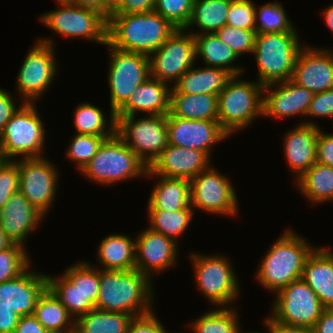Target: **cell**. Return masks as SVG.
Returning a JSON list of instances; mask_svg holds the SVG:
<instances>
[{
	"label": "cell",
	"mask_w": 333,
	"mask_h": 333,
	"mask_svg": "<svg viewBox=\"0 0 333 333\" xmlns=\"http://www.w3.org/2000/svg\"><path fill=\"white\" fill-rule=\"evenodd\" d=\"M215 33L238 57L243 53H253L256 31L225 25Z\"/></svg>",
	"instance_id": "cell-45"
},
{
	"label": "cell",
	"mask_w": 333,
	"mask_h": 333,
	"mask_svg": "<svg viewBox=\"0 0 333 333\" xmlns=\"http://www.w3.org/2000/svg\"><path fill=\"white\" fill-rule=\"evenodd\" d=\"M165 328L159 322L154 312L134 317L128 327L127 333H165Z\"/></svg>",
	"instance_id": "cell-49"
},
{
	"label": "cell",
	"mask_w": 333,
	"mask_h": 333,
	"mask_svg": "<svg viewBox=\"0 0 333 333\" xmlns=\"http://www.w3.org/2000/svg\"><path fill=\"white\" fill-rule=\"evenodd\" d=\"M149 77L135 88L127 103L115 114L116 117L136 116L137 112L148 115H167L170 108L172 85Z\"/></svg>",
	"instance_id": "cell-25"
},
{
	"label": "cell",
	"mask_w": 333,
	"mask_h": 333,
	"mask_svg": "<svg viewBox=\"0 0 333 333\" xmlns=\"http://www.w3.org/2000/svg\"><path fill=\"white\" fill-rule=\"evenodd\" d=\"M306 116L333 118V88L314 94Z\"/></svg>",
	"instance_id": "cell-48"
},
{
	"label": "cell",
	"mask_w": 333,
	"mask_h": 333,
	"mask_svg": "<svg viewBox=\"0 0 333 333\" xmlns=\"http://www.w3.org/2000/svg\"><path fill=\"white\" fill-rule=\"evenodd\" d=\"M237 315L234 308H216L197 318L191 328L195 333H240Z\"/></svg>",
	"instance_id": "cell-39"
},
{
	"label": "cell",
	"mask_w": 333,
	"mask_h": 333,
	"mask_svg": "<svg viewBox=\"0 0 333 333\" xmlns=\"http://www.w3.org/2000/svg\"><path fill=\"white\" fill-rule=\"evenodd\" d=\"M34 103L23 102L0 132L4 160L42 158L45 129Z\"/></svg>",
	"instance_id": "cell-7"
},
{
	"label": "cell",
	"mask_w": 333,
	"mask_h": 333,
	"mask_svg": "<svg viewBox=\"0 0 333 333\" xmlns=\"http://www.w3.org/2000/svg\"><path fill=\"white\" fill-rule=\"evenodd\" d=\"M296 32L256 33L253 54L262 86L291 79L299 51Z\"/></svg>",
	"instance_id": "cell-4"
},
{
	"label": "cell",
	"mask_w": 333,
	"mask_h": 333,
	"mask_svg": "<svg viewBox=\"0 0 333 333\" xmlns=\"http://www.w3.org/2000/svg\"><path fill=\"white\" fill-rule=\"evenodd\" d=\"M291 80L314 94L333 88L332 50L303 47L298 53Z\"/></svg>",
	"instance_id": "cell-19"
},
{
	"label": "cell",
	"mask_w": 333,
	"mask_h": 333,
	"mask_svg": "<svg viewBox=\"0 0 333 333\" xmlns=\"http://www.w3.org/2000/svg\"><path fill=\"white\" fill-rule=\"evenodd\" d=\"M133 318L128 314L94 308L75 319L74 333H127Z\"/></svg>",
	"instance_id": "cell-33"
},
{
	"label": "cell",
	"mask_w": 333,
	"mask_h": 333,
	"mask_svg": "<svg viewBox=\"0 0 333 333\" xmlns=\"http://www.w3.org/2000/svg\"><path fill=\"white\" fill-rule=\"evenodd\" d=\"M324 19L329 29L333 32V5L328 6L323 12Z\"/></svg>",
	"instance_id": "cell-58"
},
{
	"label": "cell",
	"mask_w": 333,
	"mask_h": 333,
	"mask_svg": "<svg viewBox=\"0 0 333 333\" xmlns=\"http://www.w3.org/2000/svg\"><path fill=\"white\" fill-rule=\"evenodd\" d=\"M98 260L102 270L128 271L135 269L136 241L124 234H111L98 247Z\"/></svg>",
	"instance_id": "cell-29"
},
{
	"label": "cell",
	"mask_w": 333,
	"mask_h": 333,
	"mask_svg": "<svg viewBox=\"0 0 333 333\" xmlns=\"http://www.w3.org/2000/svg\"><path fill=\"white\" fill-rule=\"evenodd\" d=\"M255 10L256 33L296 32L291 20L287 19L283 6L277 2L261 5ZM260 19V20H259ZM260 21V24L257 23Z\"/></svg>",
	"instance_id": "cell-40"
},
{
	"label": "cell",
	"mask_w": 333,
	"mask_h": 333,
	"mask_svg": "<svg viewBox=\"0 0 333 333\" xmlns=\"http://www.w3.org/2000/svg\"><path fill=\"white\" fill-rule=\"evenodd\" d=\"M147 170L145 163L115 134L102 143L81 172L92 182L109 185L144 176Z\"/></svg>",
	"instance_id": "cell-6"
},
{
	"label": "cell",
	"mask_w": 333,
	"mask_h": 333,
	"mask_svg": "<svg viewBox=\"0 0 333 333\" xmlns=\"http://www.w3.org/2000/svg\"><path fill=\"white\" fill-rule=\"evenodd\" d=\"M64 275L96 305L99 295V269L90 265L88 262H79L78 264L67 267Z\"/></svg>",
	"instance_id": "cell-41"
},
{
	"label": "cell",
	"mask_w": 333,
	"mask_h": 333,
	"mask_svg": "<svg viewBox=\"0 0 333 333\" xmlns=\"http://www.w3.org/2000/svg\"><path fill=\"white\" fill-rule=\"evenodd\" d=\"M193 209H180L178 211L148 210L150 229L163 234L174 241L188 228Z\"/></svg>",
	"instance_id": "cell-38"
},
{
	"label": "cell",
	"mask_w": 333,
	"mask_h": 333,
	"mask_svg": "<svg viewBox=\"0 0 333 333\" xmlns=\"http://www.w3.org/2000/svg\"><path fill=\"white\" fill-rule=\"evenodd\" d=\"M196 283L202 294L215 305L227 307L239 293L238 280L230 261L224 256L190 255Z\"/></svg>",
	"instance_id": "cell-13"
},
{
	"label": "cell",
	"mask_w": 333,
	"mask_h": 333,
	"mask_svg": "<svg viewBox=\"0 0 333 333\" xmlns=\"http://www.w3.org/2000/svg\"><path fill=\"white\" fill-rule=\"evenodd\" d=\"M177 28L168 39L149 56L150 77L168 84L176 83L182 75L193 67L196 61L194 34Z\"/></svg>",
	"instance_id": "cell-12"
},
{
	"label": "cell",
	"mask_w": 333,
	"mask_h": 333,
	"mask_svg": "<svg viewBox=\"0 0 333 333\" xmlns=\"http://www.w3.org/2000/svg\"><path fill=\"white\" fill-rule=\"evenodd\" d=\"M44 215L20 192L14 193L0 210V228L13 243L23 244Z\"/></svg>",
	"instance_id": "cell-23"
},
{
	"label": "cell",
	"mask_w": 333,
	"mask_h": 333,
	"mask_svg": "<svg viewBox=\"0 0 333 333\" xmlns=\"http://www.w3.org/2000/svg\"><path fill=\"white\" fill-rule=\"evenodd\" d=\"M111 137H100L88 134H77L72 138L67 149V157L77 164L81 171L96 155L102 143Z\"/></svg>",
	"instance_id": "cell-43"
},
{
	"label": "cell",
	"mask_w": 333,
	"mask_h": 333,
	"mask_svg": "<svg viewBox=\"0 0 333 333\" xmlns=\"http://www.w3.org/2000/svg\"><path fill=\"white\" fill-rule=\"evenodd\" d=\"M111 9L118 3L119 0H103Z\"/></svg>",
	"instance_id": "cell-60"
},
{
	"label": "cell",
	"mask_w": 333,
	"mask_h": 333,
	"mask_svg": "<svg viewBox=\"0 0 333 333\" xmlns=\"http://www.w3.org/2000/svg\"><path fill=\"white\" fill-rule=\"evenodd\" d=\"M266 322L272 327L274 333H314L312 328L285 324L272 317L267 318Z\"/></svg>",
	"instance_id": "cell-55"
},
{
	"label": "cell",
	"mask_w": 333,
	"mask_h": 333,
	"mask_svg": "<svg viewBox=\"0 0 333 333\" xmlns=\"http://www.w3.org/2000/svg\"><path fill=\"white\" fill-rule=\"evenodd\" d=\"M167 116L169 144L200 150L211 155V147L230 135L218 121L190 120Z\"/></svg>",
	"instance_id": "cell-17"
},
{
	"label": "cell",
	"mask_w": 333,
	"mask_h": 333,
	"mask_svg": "<svg viewBox=\"0 0 333 333\" xmlns=\"http://www.w3.org/2000/svg\"><path fill=\"white\" fill-rule=\"evenodd\" d=\"M110 48L108 82L110 87V112L115 114L127 103L136 87L150 77L149 56Z\"/></svg>",
	"instance_id": "cell-10"
},
{
	"label": "cell",
	"mask_w": 333,
	"mask_h": 333,
	"mask_svg": "<svg viewBox=\"0 0 333 333\" xmlns=\"http://www.w3.org/2000/svg\"><path fill=\"white\" fill-rule=\"evenodd\" d=\"M135 269L151 278L176 263L178 246L173 239L147 227L136 237ZM153 273V274H152Z\"/></svg>",
	"instance_id": "cell-21"
},
{
	"label": "cell",
	"mask_w": 333,
	"mask_h": 333,
	"mask_svg": "<svg viewBox=\"0 0 333 333\" xmlns=\"http://www.w3.org/2000/svg\"><path fill=\"white\" fill-rule=\"evenodd\" d=\"M300 235L288 230L270 247L258 268L257 280L277 293L301 279L304 263L314 247Z\"/></svg>",
	"instance_id": "cell-3"
},
{
	"label": "cell",
	"mask_w": 333,
	"mask_h": 333,
	"mask_svg": "<svg viewBox=\"0 0 333 333\" xmlns=\"http://www.w3.org/2000/svg\"><path fill=\"white\" fill-rule=\"evenodd\" d=\"M47 288L74 319L95 308V305L64 274L57 278L47 274Z\"/></svg>",
	"instance_id": "cell-37"
},
{
	"label": "cell",
	"mask_w": 333,
	"mask_h": 333,
	"mask_svg": "<svg viewBox=\"0 0 333 333\" xmlns=\"http://www.w3.org/2000/svg\"><path fill=\"white\" fill-rule=\"evenodd\" d=\"M177 28L157 12L110 14L107 42L114 48L150 56Z\"/></svg>",
	"instance_id": "cell-2"
},
{
	"label": "cell",
	"mask_w": 333,
	"mask_h": 333,
	"mask_svg": "<svg viewBox=\"0 0 333 333\" xmlns=\"http://www.w3.org/2000/svg\"><path fill=\"white\" fill-rule=\"evenodd\" d=\"M15 101L8 91L0 89V132L18 110Z\"/></svg>",
	"instance_id": "cell-52"
},
{
	"label": "cell",
	"mask_w": 333,
	"mask_h": 333,
	"mask_svg": "<svg viewBox=\"0 0 333 333\" xmlns=\"http://www.w3.org/2000/svg\"><path fill=\"white\" fill-rule=\"evenodd\" d=\"M14 333H51L47 331L34 315L22 316L15 328Z\"/></svg>",
	"instance_id": "cell-54"
},
{
	"label": "cell",
	"mask_w": 333,
	"mask_h": 333,
	"mask_svg": "<svg viewBox=\"0 0 333 333\" xmlns=\"http://www.w3.org/2000/svg\"><path fill=\"white\" fill-rule=\"evenodd\" d=\"M194 37L196 56L202 58L207 67L221 68L233 76H241L244 69L232 65L239 58L238 55L224 44L215 32L196 34Z\"/></svg>",
	"instance_id": "cell-32"
},
{
	"label": "cell",
	"mask_w": 333,
	"mask_h": 333,
	"mask_svg": "<svg viewBox=\"0 0 333 333\" xmlns=\"http://www.w3.org/2000/svg\"><path fill=\"white\" fill-rule=\"evenodd\" d=\"M210 157L195 149L168 144L148 167L145 176L187 179L191 181L210 167Z\"/></svg>",
	"instance_id": "cell-18"
},
{
	"label": "cell",
	"mask_w": 333,
	"mask_h": 333,
	"mask_svg": "<svg viewBox=\"0 0 333 333\" xmlns=\"http://www.w3.org/2000/svg\"><path fill=\"white\" fill-rule=\"evenodd\" d=\"M230 0H194L192 15L184 28L188 30L196 25L201 30L198 33H213L226 25Z\"/></svg>",
	"instance_id": "cell-34"
},
{
	"label": "cell",
	"mask_w": 333,
	"mask_h": 333,
	"mask_svg": "<svg viewBox=\"0 0 333 333\" xmlns=\"http://www.w3.org/2000/svg\"><path fill=\"white\" fill-rule=\"evenodd\" d=\"M263 95V115L285 118L307 115L314 93L289 79L263 86Z\"/></svg>",
	"instance_id": "cell-20"
},
{
	"label": "cell",
	"mask_w": 333,
	"mask_h": 333,
	"mask_svg": "<svg viewBox=\"0 0 333 333\" xmlns=\"http://www.w3.org/2000/svg\"><path fill=\"white\" fill-rule=\"evenodd\" d=\"M116 117V134L149 167L169 144L167 116Z\"/></svg>",
	"instance_id": "cell-8"
},
{
	"label": "cell",
	"mask_w": 333,
	"mask_h": 333,
	"mask_svg": "<svg viewBox=\"0 0 333 333\" xmlns=\"http://www.w3.org/2000/svg\"><path fill=\"white\" fill-rule=\"evenodd\" d=\"M37 273L28 267L16 278L0 283V301L21 317L34 314L37 299L47 288V275Z\"/></svg>",
	"instance_id": "cell-22"
},
{
	"label": "cell",
	"mask_w": 333,
	"mask_h": 333,
	"mask_svg": "<svg viewBox=\"0 0 333 333\" xmlns=\"http://www.w3.org/2000/svg\"><path fill=\"white\" fill-rule=\"evenodd\" d=\"M19 191V173L16 160L0 163V210L10 197Z\"/></svg>",
	"instance_id": "cell-47"
},
{
	"label": "cell",
	"mask_w": 333,
	"mask_h": 333,
	"mask_svg": "<svg viewBox=\"0 0 333 333\" xmlns=\"http://www.w3.org/2000/svg\"><path fill=\"white\" fill-rule=\"evenodd\" d=\"M0 158H3V155H2V144H1V135H0Z\"/></svg>",
	"instance_id": "cell-62"
},
{
	"label": "cell",
	"mask_w": 333,
	"mask_h": 333,
	"mask_svg": "<svg viewBox=\"0 0 333 333\" xmlns=\"http://www.w3.org/2000/svg\"><path fill=\"white\" fill-rule=\"evenodd\" d=\"M156 0H119L110 14L148 13L155 9Z\"/></svg>",
	"instance_id": "cell-50"
},
{
	"label": "cell",
	"mask_w": 333,
	"mask_h": 333,
	"mask_svg": "<svg viewBox=\"0 0 333 333\" xmlns=\"http://www.w3.org/2000/svg\"><path fill=\"white\" fill-rule=\"evenodd\" d=\"M20 315L0 301V333H14Z\"/></svg>",
	"instance_id": "cell-53"
},
{
	"label": "cell",
	"mask_w": 333,
	"mask_h": 333,
	"mask_svg": "<svg viewBox=\"0 0 333 333\" xmlns=\"http://www.w3.org/2000/svg\"><path fill=\"white\" fill-rule=\"evenodd\" d=\"M296 183L313 205L333 200V167L315 162Z\"/></svg>",
	"instance_id": "cell-35"
},
{
	"label": "cell",
	"mask_w": 333,
	"mask_h": 333,
	"mask_svg": "<svg viewBox=\"0 0 333 333\" xmlns=\"http://www.w3.org/2000/svg\"><path fill=\"white\" fill-rule=\"evenodd\" d=\"M66 2L80 7H87L101 12L107 19L111 8L103 0H65Z\"/></svg>",
	"instance_id": "cell-57"
},
{
	"label": "cell",
	"mask_w": 333,
	"mask_h": 333,
	"mask_svg": "<svg viewBox=\"0 0 333 333\" xmlns=\"http://www.w3.org/2000/svg\"><path fill=\"white\" fill-rule=\"evenodd\" d=\"M232 76L221 68L191 67L172 86L171 93L218 95Z\"/></svg>",
	"instance_id": "cell-27"
},
{
	"label": "cell",
	"mask_w": 333,
	"mask_h": 333,
	"mask_svg": "<svg viewBox=\"0 0 333 333\" xmlns=\"http://www.w3.org/2000/svg\"><path fill=\"white\" fill-rule=\"evenodd\" d=\"M319 129L314 122L306 121L285 133L284 152L297 180L316 162Z\"/></svg>",
	"instance_id": "cell-24"
},
{
	"label": "cell",
	"mask_w": 333,
	"mask_h": 333,
	"mask_svg": "<svg viewBox=\"0 0 333 333\" xmlns=\"http://www.w3.org/2000/svg\"><path fill=\"white\" fill-rule=\"evenodd\" d=\"M24 249L23 245L13 243L0 251V283L16 278L30 266L28 253Z\"/></svg>",
	"instance_id": "cell-42"
},
{
	"label": "cell",
	"mask_w": 333,
	"mask_h": 333,
	"mask_svg": "<svg viewBox=\"0 0 333 333\" xmlns=\"http://www.w3.org/2000/svg\"><path fill=\"white\" fill-rule=\"evenodd\" d=\"M275 295L274 320L289 325L313 328L326 309L314 290L302 279L291 282Z\"/></svg>",
	"instance_id": "cell-14"
},
{
	"label": "cell",
	"mask_w": 333,
	"mask_h": 333,
	"mask_svg": "<svg viewBox=\"0 0 333 333\" xmlns=\"http://www.w3.org/2000/svg\"><path fill=\"white\" fill-rule=\"evenodd\" d=\"M19 191L43 215L53 206L58 182L57 169L47 158L17 160Z\"/></svg>",
	"instance_id": "cell-16"
},
{
	"label": "cell",
	"mask_w": 333,
	"mask_h": 333,
	"mask_svg": "<svg viewBox=\"0 0 333 333\" xmlns=\"http://www.w3.org/2000/svg\"><path fill=\"white\" fill-rule=\"evenodd\" d=\"M57 3L60 9L45 13L39 20L65 37L77 36L106 45L108 19L101 12L65 0H57Z\"/></svg>",
	"instance_id": "cell-9"
},
{
	"label": "cell",
	"mask_w": 333,
	"mask_h": 333,
	"mask_svg": "<svg viewBox=\"0 0 333 333\" xmlns=\"http://www.w3.org/2000/svg\"><path fill=\"white\" fill-rule=\"evenodd\" d=\"M159 177L148 200V210L178 211L191 207L190 181L187 179Z\"/></svg>",
	"instance_id": "cell-28"
},
{
	"label": "cell",
	"mask_w": 333,
	"mask_h": 333,
	"mask_svg": "<svg viewBox=\"0 0 333 333\" xmlns=\"http://www.w3.org/2000/svg\"><path fill=\"white\" fill-rule=\"evenodd\" d=\"M12 244H13V241L0 228V251L10 247Z\"/></svg>",
	"instance_id": "cell-59"
},
{
	"label": "cell",
	"mask_w": 333,
	"mask_h": 333,
	"mask_svg": "<svg viewBox=\"0 0 333 333\" xmlns=\"http://www.w3.org/2000/svg\"><path fill=\"white\" fill-rule=\"evenodd\" d=\"M251 0H230L226 25L255 31V10Z\"/></svg>",
	"instance_id": "cell-46"
},
{
	"label": "cell",
	"mask_w": 333,
	"mask_h": 333,
	"mask_svg": "<svg viewBox=\"0 0 333 333\" xmlns=\"http://www.w3.org/2000/svg\"><path fill=\"white\" fill-rule=\"evenodd\" d=\"M301 279L314 290L325 308H333L332 251L315 247L304 263Z\"/></svg>",
	"instance_id": "cell-26"
},
{
	"label": "cell",
	"mask_w": 333,
	"mask_h": 333,
	"mask_svg": "<svg viewBox=\"0 0 333 333\" xmlns=\"http://www.w3.org/2000/svg\"><path fill=\"white\" fill-rule=\"evenodd\" d=\"M33 315L51 333L75 331V319L48 288L37 299Z\"/></svg>",
	"instance_id": "cell-31"
},
{
	"label": "cell",
	"mask_w": 333,
	"mask_h": 333,
	"mask_svg": "<svg viewBox=\"0 0 333 333\" xmlns=\"http://www.w3.org/2000/svg\"><path fill=\"white\" fill-rule=\"evenodd\" d=\"M194 0H156L154 11L176 28H185L192 15Z\"/></svg>",
	"instance_id": "cell-44"
},
{
	"label": "cell",
	"mask_w": 333,
	"mask_h": 333,
	"mask_svg": "<svg viewBox=\"0 0 333 333\" xmlns=\"http://www.w3.org/2000/svg\"><path fill=\"white\" fill-rule=\"evenodd\" d=\"M238 77L232 76L218 94V122L229 135L263 115V86Z\"/></svg>",
	"instance_id": "cell-5"
},
{
	"label": "cell",
	"mask_w": 333,
	"mask_h": 333,
	"mask_svg": "<svg viewBox=\"0 0 333 333\" xmlns=\"http://www.w3.org/2000/svg\"><path fill=\"white\" fill-rule=\"evenodd\" d=\"M316 162L333 167V134L319 129L316 144Z\"/></svg>",
	"instance_id": "cell-51"
},
{
	"label": "cell",
	"mask_w": 333,
	"mask_h": 333,
	"mask_svg": "<svg viewBox=\"0 0 333 333\" xmlns=\"http://www.w3.org/2000/svg\"><path fill=\"white\" fill-rule=\"evenodd\" d=\"M106 120L107 119L104 118V114L100 108L87 102L80 103L79 106H77L73 121L77 134L112 137L116 134L115 113H110L109 123ZM107 123L110 125L109 127H106Z\"/></svg>",
	"instance_id": "cell-36"
},
{
	"label": "cell",
	"mask_w": 333,
	"mask_h": 333,
	"mask_svg": "<svg viewBox=\"0 0 333 333\" xmlns=\"http://www.w3.org/2000/svg\"><path fill=\"white\" fill-rule=\"evenodd\" d=\"M191 207L219 215L235 216L238 201L230 180L211 166L190 181Z\"/></svg>",
	"instance_id": "cell-15"
},
{
	"label": "cell",
	"mask_w": 333,
	"mask_h": 333,
	"mask_svg": "<svg viewBox=\"0 0 333 333\" xmlns=\"http://www.w3.org/2000/svg\"><path fill=\"white\" fill-rule=\"evenodd\" d=\"M169 114L181 119L218 121V95L171 93Z\"/></svg>",
	"instance_id": "cell-30"
},
{
	"label": "cell",
	"mask_w": 333,
	"mask_h": 333,
	"mask_svg": "<svg viewBox=\"0 0 333 333\" xmlns=\"http://www.w3.org/2000/svg\"><path fill=\"white\" fill-rule=\"evenodd\" d=\"M149 276L137 269L99 270V295L96 309L139 317L152 310L153 289Z\"/></svg>",
	"instance_id": "cell-1"
},
{
	"label": "cell",
	"mask_w": 333,
	"mask_h": 333,
	"mask_svg": "<svg viewBox=\"0 0 333 333\" xmlns=\"http://www.w3.org/2000/svg\"><path fill=\"white\" fill-rule=\"evenodd\" d=\"M36 43L27 53L17 77L19 95L26 103H35L58 71L53 40L41 38Z\"/></svg>",
	"instance_id": "cell-11"
},
{
	"label": "cell",
	"mask_w": 333,
	"mask_h": 333,
	"mask_svg": "<svg viewBox=\"0 0 333 333\" xmlns=\"http://www.w3.org/2000/svg\"><path fill=\"white\" fill-rule=\"evenodd\" d=\"M312 329L314 333H333V308H326Z\"/></svg>",
	"instance_id": "cell-56"
},
{
	"label": "cell",
	"mask_w": 333,
	"mask_h": 333,
	"mask_svg": "<svg viewBox=\"0 0 333 333\" xmlns=\"http://www.w3.org/2000/svg\"><path fill=\"white\" fill-rule=\"evenodd\" d=\"M266 327L269 329L268 332L269 333H274L272 330V327L265 321ZM241 333V330H240ZM249 333H260V332H249Z\"/></svg>",
	"instance_id": "cell-61"
}]
</instances>
